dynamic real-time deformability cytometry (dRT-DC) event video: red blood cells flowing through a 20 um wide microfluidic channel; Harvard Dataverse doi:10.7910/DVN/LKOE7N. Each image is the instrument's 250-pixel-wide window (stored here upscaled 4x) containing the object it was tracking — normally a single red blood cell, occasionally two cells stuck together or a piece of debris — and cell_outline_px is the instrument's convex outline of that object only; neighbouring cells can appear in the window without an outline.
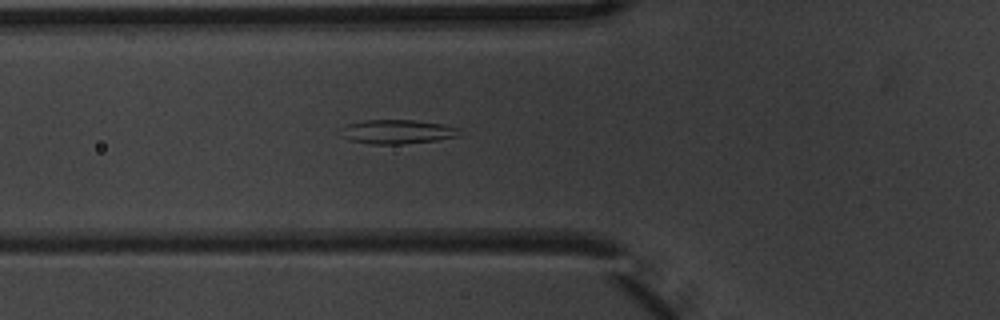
{"species": "common noctule bat (a hibernating species)", "species_latin": "Nyctalus noctula", "temperature_condition": "warm", "stored_images_in_passage": 5, "camera_frame_rate_fps": 3000, "um_per_image_px": 0.085, "animal": {"sex": "male", "body_mass_g": 20.1, "forearm_length_mm": 53.5}, "frame": {"image": 1, "passage_image": 5, "time_ms": 1.333, "image_size_px": [1000, 320], "cell_outline_px": [[460, 136], [436, 140], [400, 144], [372, 144], [348, 140], [340, 136], [336, 128], [360, 120], [416, 120], [440, 124], [456, 128]], "centroid_in_image_um": [33.61, 11.19], "position_along_channel_um": 92.2, "area_um2": 16.82}}